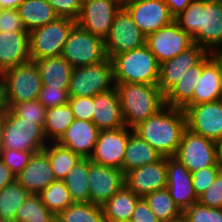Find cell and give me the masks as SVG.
I'll use <instances>...</instances> for the list:
<instances>
[{"instance_id": "6da1fadb", "label": "cell", "mask_w": 222, "mask_h": 222, "mask_svg": "<svg viewBox=\"0 0 222 222\" xmlns=\"http://www.w3.org/2000/svg\"><path fill=\"white\" fill-rule=\"evenodd\" d=\"M174 21L192 37L194 44L207 52L222 46V6L219 4L193 0Z\"/></svg>"}, {"instance_id": "7a4b0ae2", "label": "cell", "mask_w": 222, "mask_h": 222, "mask_svg": "<svg viewBox=\"0 0 222 222\" xmlns=\"http://www.w3.org/2000/svg\"><path fill=\"white\" fill-rule=\"evenodd\" d=\"M186 128L184 110L165 106L135 126L133 132L148 142L162 157H173Z\"/></svg>"}, {"instance_id": "3957f363", "label": "cell", "mask_w": 222, "mask_h": 222, "mask_svg": "<svg viewBox=\"0 0 222 222\" xmlns=\"http://www.w3.org/2000/svg\"><path fill=\"white\" fill-rule=\"evenodd\" d=\"M125 126L133 129L165 107V96L156 84L115 83Z\"/></svg>"}, {"instance_id": "277c9868", "label": "cell", "mask_w": 222, "mask_h": 222, "mask_svg": "<svg viewBox=\"0 0 222 222\" xmlns=\"http://www.w3.org/2000/svg\"><path fill=\"white\" fill-rule=\"evenodd\" d=\"M111 61L114 83L158 84L160 64L146 44L115 55Z\"/></svg>"}, {"instance_id": "5b68a950", "label": "cell", "mask_w": 222, "mask_h": 222, "mask_svg": "<svg viewBox=\"0 0 222 222\" xmlns=\"http://www.w3.org/2000/svg\"><path fill=\"white\" fill-rule=\"evenodd\" d=\"M76 21L58 17L44 26L29 32V56L31 61L61 56L68 35Z\"/></svg>"}, {"instance_id": "8992f818", "label": "cell", "mask_w": 222, "mask_h": 222, "mask_svg": "<svg viewBox=\"0 0 222 222\" xmlns=\"http://www.w3.org/2000/svg\"><path fill=\"white\" fill-rule=\"evenodd\" d=\"M115 87L113 63L108 57L101 62L73 68L69 97H93Z\"/></svg>"}, {"instance_id": "52a82bcc", "label": "cell", "mask_w": 222, "mask_h": 222, "mask_svg": "<svg viewBox=\"0 0 222 222\" xmlns=\"http://www.w3.org/2000/svg\"><path fill=\"white\" fill-rule=\"evenodd\" d=\"M2 128L3 149L42 151L49 143L40 125L16 116L10 109L2 118Z\"/></svg>"}, {"instance_id": "ba28073f", "label": "cell", "mask_w": 222, "mask_h": 222, "mask_svg": "<svg viewBox=\"0 0 222 222\" xmlns=\"http://www.w3.org/2000/svg\"><path fill=\"white\" fill-rule=\"evenodd\" d=\"M0 78L5 86L8 106L13 103L37 100L42 88L38 68L31 60L9 68L0 75Z\"/></svg>"}, {"instance_id": "9c48e42d", "label": "cell", "mask_w": 222, "mask_h": 222, "mask_svg": "<svg viewBox=\"0 0 222 222\" xmlns=\"http://www.w3.org/2000/svg\"><path fill=\"white\" fill-rule=\"evenodd\" d=\"M61 56L73 68L95 64L107 58L104 40L83 29L77 23L68 35Z\"/></svg>"}, {"instance_id": "30bf717a", "label": "cell", "mask_w": 222, "mask_h": 222, "mask_svg": "<svg viewBox=\"0 0 222 222\" xmlns=\"http://www.w3.org/2000/svg\"><path fill=\"white\" fill-rule=\"evenodd\" d=\"M146 44V36L137 27L129 13L121 7L115 14L108 36L104 40L109 59L120 53L140 48Z\"/></svg>"}, {"instance_id": "8fae6325", "label": "cell", "mask_w": 222, "mask_h": 222, "mask_svg": "<svg viewBox=\"0 0 222 222\" xmlns=\"http://www.w3.org/2000/svg\"><path fill=\"white\" fill-rule=\"evenodd\" d=\"M173 157L184 164L190 172L215 166L217 164L215 141L186 128Z\"/></svg>"}, {"instance_id": "7c38bea8", "label": "cell", "mask_w": 222, "mask_h": 222, "mask_svg": "<svg viewBox=\"0 0 222 222\" xmlns=\"http://www.w3.org/2000/svg\"><path fill=\"white\" fill-rule=\"evenodd\" d=\"M122 4L123 0H82L81 12L76 23L105 40L115 14L121 9Z\"/></svg>"}, {"instance_id": "4fadbf2b", "label": "cell", "mask_w": 222, "mask_h": 222, "mask_svg": "<svg viewBox=\"0 0 222 222\" xmlns=\"http://www.w3.org/2000/svg\"><path fill=\"white\" fill-rule=\"evenodd\" d=\"M122 7L146 37L174 20L165 0H123Z\"/></svg>"}, {"instance_id": "5bb4252c", "label": "cell", "mask_w": 222, "mask_h": 222, "mask_svg": "<svg viewBox=\"0 0 222 222\" xmlns=\"http://www.w3.org/2000/svg\"><path fill=\"white\" fill-rule=\"evenodd\" d=\"M193 44L192 37L180 29L174 20L146 37V45L159 64L173 59Z\"/></svg>"}, {"instance_id": "9a60e30c", "label": "cell", "mask_w": 222, "mask_h": 222, "mask_svg": "<svg viewBox=\"0 0 222 222\" xmlns=\"http://www.w3.org/2000/svg\"><path fill=\"white\" fill-rule=\"evenodd\" d=\"M184 112L186 127L192 132L213 141L222 137V99L190 105Z\"/></svg>"}, {"instance_id": "2e32d148", "label": "cell", "mask_w": 222, "mask_h": 222, "mask_svg": "<svg viewBox=\"0 0 222 222\" xmlns=\"http://www.w3.org/2000/svg\"><path fill=\"white\" fill-rule=\"evenodd\" d=\"M128 139L127 126L116 130H100L89 159L94 163L121 170Z\"/></svg>"}, {"instance_id": "e0dca14e", "label": "cell", "mask_w": 222, "mask_h": 222, "mask_svg": "<svg viewBox=\"0 0 222 222\" xmlns=\"http://www.w3.org/2000/svg\"><path fill=\"white\" fill-rule=\"evenodd\" d=\"M167 157L148 163L124 174V185L139 197L144 198L167 186Z\"/></svg>"}, {"instance_id": "ac0fdd59", "label": "cell", "mask_w": 222, "mask_h": 222, "mask_svg": "<svg viewBox=\"0 0 222 222\" xmlns=\"http://www.w3.org/2000/svg\"><path fill=\"white\" fill-rule=\"evenodd\" d=\"M89 185V202L102 206L124 186V173L90 160Z\"/></svg>"}, {"instance_id": "d6986e66", "label": "cell", "mask_w": 222, "mask_h": 222, "mask_svg": "<svg viewBox=\"0 0 222 222\" xmlns=\"http://www.w3.org/2000/svg\"><path fill=\"white\" fill-rule=\"evenodd\" d=\"M208 52L201 46L193 44L173 59L160 64L157 86L165 95L191 67L197 65Z\"/></svg>"}, {"instance_id": "ffe728a7", "label": "cell", "mask_w": 222, "mask_h": 222, "mask_svg": "<svg viewBox=\"0 0 222 222\" xmlns=\"http://www.w3.org/2000/svg\"><path fill=\"white\" fill-rule=\"evenodd\" d=\"M167 175L166 188L174 203L182 211L198 202L192 183V174L184 164L174 157H167Z\"/></svg>"}, {"instance_id": "44dd1931", "label": "cell", "mask_w": 222, "mask_h": 222, "mask_svg": "<svg viewBox=\"0 0 222 222\" xmlns=\"http://www.w3.org/2000/svg\"><path fill=\"white\" fill-rule=\"evenodd\" d=\"M16 180L31 195H39L53 181L57 180L48 154L44 150L33 153L29 163L16 176Z\"/></svg>"}, {"instance_id": "7402d4cb", "label": "cell", "mask_w": 222, "mask_h": 222, "mask_svg": "<svg viewBox=\"0 0 222 222\" xmlns=\"http://www.w3.org/2000/svg\"><path fill=\"white\" fill-rule=\"evenodd\" d=\"M100 130L90 121L75 119L56 141L82 158H90Z\"/></svg>"}, {"instance_id": "603a6c76", "label": "cell", "mask_w": 222, "mask_h": 222, "mask_svg": "<svg viewBox=\"0 0 222 222\" xmlns=\"http://www.w3.org/2000/svg\"><path fill=\"white\" fill-rule=\"evenodd\" d=\"M93 123L99 130H116L125 126L116 88L93 96Z\"/></svg>"}, {"instance_id": "cb8c5ba5", "label": "cell", "mask_w": 222, "mask_h": 222, "mask_svg": "<svg viewBox=\"0 0 222 222\" xmlns=\"http://www.w3.org/2000/svg\"><path fill=\"white\" fill-rule=\"evenodd\" d=\"M28 41L29 32L0 31V75L30 61Z\"/></svg>"}, {"instance_id": "d4e9b609", "label": "cell", "mask_w": 222, "mask_h": 222, "mask_svg": "<svg viewBox=\"0 0 222 222\" xmlns=\"http://www.w3.org/2000/svg\"><path fill=\"white\" fill-rule=\"evenodd\" d=\"M219 99H222V82L216 64L207 54L202 59L201 78L195 87L192 105Z\"/></svg>"}, {"instance_id": "484cf974", "label": "cell", "mask_w": 222, "mask_h": 222, "mask_svg": "<svg viewBox=\"0 0 222 222\" xmlns=\"http://www.w3.org/2000/svg\"><path fill=\"white\" fill-rule=\"evenodd\" d=\"M42 85L60 89H69L73 67L62 56L35 60Z\"/></svg>"}, {"instance_id": "4316f807", "label": "cell", "mask_w": 222, "mask_h": 222, "mask_svg": "<svg viewBox=\"0 0 222 222\" xmlns=\"http://www.w3.org/2000/svg\"><path fill=\"white\" fill-rule=\"evenodd\" d=\"M161 158V154L156 149L129 128V139L121 168L124 174Z\"/></svg>"}, {"instance_id": "83f0119b", "label": "cell", "mask_w": 222, "mask_h": 222, "mask_svg": "<svg viewBox=\"0 0 222 222\" xmlns=\"http://www.w3.org/2000/svg\"><path fill=\"white\" fill-rule=\"evenodd\" d=\"M202 60L188 69L183 77L164 96L165 106L185 109L192 105L195 87L201 78Z\"/></svg>"}, {"instance_id": "f1b7e54d", "label": "cell", "mask_w": 222, "mask_h": 222, "mask_svg": "<svg viewBox=\"0 0 222 222\" xmlns=\"http://www.w3.org/2000/svg\"><path fill=\"white\" fill-rule=\"evenodd\" d=\"M140 199L141 197L124 185L102 205L105 222H130Z\"/></svg>"}, {"instance_id": "f546056e", "label": "cell", "mask_w": 222, "mask_h": 222, "mask_svg": "<svg viewBox=\"0 0 222 222\" xmlns=\"http://www.w3.org/2000/svg\"><path fill=\"white\" fill-rule=\"evenodd\" d=\"M17 10L28 32L59 17L47 0H24Z\"/></svg>"}, {"instance_id": "4dcf8cb0", "label": "cell", "mask_w": 222, "mask_h": 222, "mask_svg": "<svg viewBox=\"0 0 222 222\" xmlns=\"http://www.w3.org/2000/svg\"><path fill=\"white\" fill-rule=\"evenodd\" d=\"M75 120L69 103L46 109L43 131L48 142H56Z\"/></svg>"}, {"instance_id": "1f68e13d", "label": "cell", "mask_w": 222, "mask_h": 222, "mask_svg": "<svg viewBox=\"0 0 222 222\" xmlns=\"http://www.w3.org/2000/svg\"><path fill=\"white\" fill-rule=\"evenodd\" d=\"M90 159L82 158L63 180L74 202H89Z\"/></svg>"}, {"instance_id": "d6a6232c", "label": "cell", "mask_w": 222, "mask_h": 222, "mask_svg": "<svg viewBox=\"0 0 222 222\" xmlns=\"http://www.w3.org/2000/svg\"><path fill=\"white\" fill-rule=\"evenodd\" d=\"M31 194L17 181L0 190V221L14 222L19 207Z\"/></svg>"}, {"instance_id": "836d02e7", "label": "cell", "mask_w": 222, "mask_h": 222, "mask_svg": "<svg viewBox=\"0 0 222 222\" xmlns=\"http://www.w3.org/2000/svg\"><path fill=\"white\" fill-rule=\"evenodd\" d=\"M43 150L48 154L53 173L58 180H64L71 169L82 159L80 155L56 142H49Z\"/></svg>"}, {"instance_id": "e575fe53", "label": "cell", "mask_w": 222, "mask_h": 222, "mask_svg": "<svg viewBox=\"0 0 222 222\" xmlns=\"http://www.w3.org/2000/svg\"><path fill=\"white\" fill-rule=\"evenodd\" d=\"M56 222H105L101 205L74 202L56 215Z\"/></svg>"}, {"instance_id": "d590c367", "label": "cell", "mask_w": 222, "mask_h": 222, "mask_svg": "<svg viewBox=\"0 0 222 222\" xmlns=\"http://www.w3.org/2000/svg\"><path fill=\"white\" fill-rule=\"evenodd\" d=\"M144 199L161 222L175 219L183 214V211L170 197L167 188L151 192Z\"/></svg>"}, {"instance_id": "8d00e7d4", "label": "cell", "mask_w": 222, "mask_h": 222, "mask_svg": "<svg viewBox=\"0 0 222 222\" xmlns=\"http://www.w3.org/2000/svg\"><path fill=\"white\" fill-rule=\"evenodd\" d=\"M42 203L56 216L73 204L70 192L63 180H55L39 194Z\"/></svg>"}, {"instance_id": "74e56055", "label": "cell", "mask_w": 222, "mask_h": 222, "mask_svg": "<svg viewBox=\"0 0 222 222\" xmlns=\"http://www.w3.org/2000/svg\"><path fill=\"white\" fill-rule=\"evenodd\" d=\"M56 216L42 203L39 195H30L19 207L14 222H56Z\"/></svg>"}, {"instance_id": "f35d334b", "label": "cell", "mask_w": 222, "mask_h": 222, "mask_svg": "<svg viewBox=\"0 0 222 222\" xmlns=\"http://www.w3.org/2000/svg\"><path fill=\"white\" fill-rule=\"evenodd\" d=\"M9 109L18 117L29 121H35L42 128L45 124L46 108L38 101H23L13 103Z\"/></svg>"}, {"instance_id": "ab89813d", "label": "cell", "mask_w": 222, "mask_h": 222, "mask_svg": "<svg viewBox=\"0 0 222 222\" xmlns=\"http://www.w3.org/2000/svg\"><path fill=\"white\" fill-rule=\"evenodd\" d=\"M187 222H222V208H210L199 202L183 211Z\"/></svg>"}, {"instance_id": "60d3db41", "label": "cell", "mask_w": 222, "mask_h": 222, "mask_svg": "<svg viewBox=\"0 0 222 222\" xmlns=\"http://www.w3.org/2000/svg\"><path fill=\"white\" fill-rule=\"evenodd\" d=\"M39 151H19L15 149H3L1 160L17 176L29 163L33 153Z\"/></svg>"}, {"instance_id": "b9f144b4", "label": "cell", "mask_w": 222, "mask_h": 222, "mask_svg": "<svg viewBox=\"0 0 222 222\" xmlns=\"http://www.w3.org/2000/svg\"><path fill=\"white\" fill-rule=\"evenodd\" d=\"M221 171L222 169L216 164L215 166H208L191 172L192 183L197 197L201 196L211 186Z\"/></svg>"}, {"instance_id": "7bdbcfd3", "label": "cell", "mask_w": 222, "mask_h": 222, "mask_svg": "<svg viewBox=\"0 0 222 222\" xmlns=\"http://www.w3.org/2000/svg\"><path fill=\"white\" fill-rule=\"evenodd\" d=\"M37 100L46 108L65 105L69 101L68 89L42 85Z\"/></svg>"}, {"instance_id": "ee69618b", "label": "cell", "mask_w": 222, "mask_h": 222, "mask_svg": "<svg viewBox=\"0 0 222 222\" xmlns=\"http://www.w3.org/2000/svg\"><path fill=\"white\" fill-rule=\"evenodd\" d=\"M198 202L210 208L222 207V171L217 175L211 186L198 197Z\"/></svg>"}, {"instance_id": "f6af8a7d", "label": "cell", "mask_w": 222, "mask_h": 222, "mask_svg": "<svg viewBox=\"0 0 222 222\" xmlns=\"http://www.w3.org/2000/svg\"><path fill=\"white\" fill-rule=\"evenodd\" d=\"M0 31L2 32H28L17 9H0Z\"/></svg>"}, {"instance_id": "bcb514c9", "label": "cell", "mask_w": 222, "mask_h": 222, "mask_svg": "<svg viewBox=\"0 0 222 222\" xmlns=\"http://www.w3.org/2000/svg\"><path fill=\"white\" fill-rule=\"evenodd\" d=\"M75 119L93 121V97H69Z\"/></svg>"}, {"instance_id": "7dc6e473", "label": "cell", "mask_w": 222, "mask_h": 222, "mask_svg": "<svg viewBox=\"0 0 222 222\" xmlns=\"http://www.w3.org/2000/svg\"><path fill=\"white\" fill-rule=\"evenodd\" d=\"M59 17L71 18L75 21L81 12L82 0H47Z\"/></svg>"}, {"instance_id": "c3c4849f", "label": "cell", "mask_w": 222, "mask_h": 222, "mask_svg": "<svg viewBox=\"0 0 222 222\" xmlns=\"http://www.w3.org/2000/svg\"><path fill=\"white\" fill-rule=\"evenodd\" d=\"M130 222H161L158 217L152 212L148 203L144 198H141L130 219Z\"/></svg>"}, {"instance_id": "681fc988", "label": "cell", "mask_w": 222, "mask_h": 222, "mask_svg": "<svg viewBox=\"0 0 222 222\" xmlns=\"http://www.w3.org/2000/svg\"><path fill=\"white\" fill-rule=\"evenodd\" d=\"M193 0H165V3L168 6L170 14L173 17H176L179 13L183 12L184 9L192 2Z\"/></svg>"}, {"instance_id": "f907efd6", "label": "cell", "mask_w": 222, "mask_h": 222, "mask_svg": "<svg viewBox=\"0 0 222 222\" xmlns=\"http://www.w3.org/2000/svg\"><path fill=\"white\" fill-rule=\"evenodd\" d=\"M15 180V174H13L5 165V163L0 159V190Z\"/></svg>"}, {"instance_id": "816d5d0a", "label": "cell", "mask_w": 222, "mask_h": 222, "mask_svg": "<svg viewBox=\"0 0 222 222\" xmlns=\"http://www.w3.org/2000/svg\"><path fill=\"white\" fill-rule=\"evenodd\" d=\"M210 59L216 64L222 82V46L208 52Z\"/></svg>"}, {"instance_id": "f5cc1de1", "label": "cell", "mask_w": 222, "mask_h": 222, "mask_svg": "<svg viewBox=\"0 0 222 222\" xmlns=\"http://www.w3.org/2000/svg\"><path fill=\"white\" fill-rule=\"evenodd\" d=\"M9 106L7 104L5 86L0 78V119H2L8 112Z\"/></svg>"}, {"instance_id": "db71d44e", "label": "cell", "mask_w": 222, "mask_h": 222, "mask_svg": "<svg viewBox=\"0 0 222 222\" xmlns=\"http://www.w3.org/2000/svg\"><path fill=\"white\" fill-rule=\"evenodd\" d=\"M24 0H0V9H17Z\"/></svg>"}, {"instance_id": "11a10c76", "label": "cell", "mask_w": 222, "mask_h": 222, "mask_svg": "<svg viewBox=\"0 0 222 222\" xmlns=\"http://www.w3.org/2000/svg\"><path fill=\"white\" fill-rule=\"evenodd\" d=\"M216 148V161L219 167L222 169V137L215 141Z\"/></svg>"}, {"instance_id": "9f6ffc18", "label": "cell", "mask_w": 222, "mask_h": 222, "mask_svg": "<svg viewBox=\"0 0 222 222\" xmlns=\"http://www.w3.org/2000/svg\"><path fill=\"white\" fill-rule=\"evenodd\" d=\"M3 151V128H2V119H0V159Z\"/></svg>"}, {"instance_id": "6f0895ef", "label": "cell", "mask_w": 222, "mask_h": 222, "mask_svg": "<svg viewBox=\"0 0 222 222\" xmlns=\"http://www.w3.org/2000/svg\"><path fill=\"white\" fill-rule=\"evenodd\" d=\"M164 222H187L186 217L182 214L181 216L172 219V220H168V221H164Z\"/></svg>"}, {"instance_id": "680465c9", "label": "cell", "mask_w": 222, "mask_h": 222, "mask_svg": "<svg viewBox=\"0 0 222 222\" xmlns=\"http://www.w3.org/2000/svg\"><path fill=\"white\" fill-rule=\"evenodd\" d=\"M211 1L219 4L220 6H222V0H211Z\"/></svg>"}]
</instances>
